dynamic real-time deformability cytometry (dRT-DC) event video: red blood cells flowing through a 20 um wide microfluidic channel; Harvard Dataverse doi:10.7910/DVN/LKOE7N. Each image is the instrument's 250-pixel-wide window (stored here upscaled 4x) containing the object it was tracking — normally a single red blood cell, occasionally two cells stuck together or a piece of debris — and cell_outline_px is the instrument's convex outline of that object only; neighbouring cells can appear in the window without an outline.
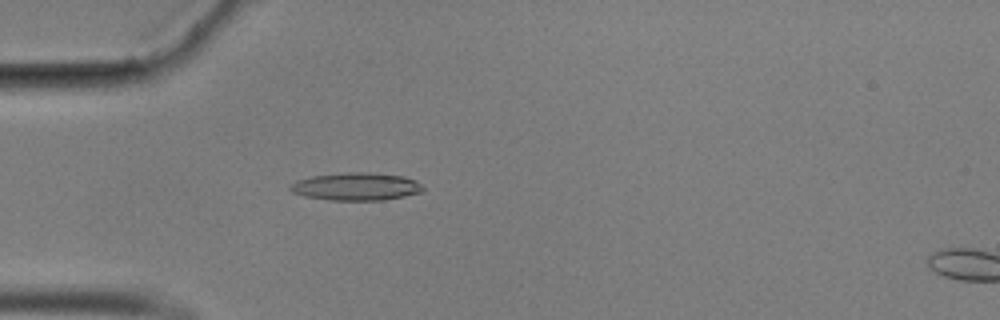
{"species": "common noctule bat (a hibernating species)", "species_latin": "Nyctalus noctula", "temperature_condition": "cold", "stored_images_in_passage": 57, "camera_frame_rate_fps": 3000, "um_per_image_px": 0.085, "animal": {"sex": "male", "body_mass_g": 17.9}, "frame": {"image": 1, "passage_image": 17, "time_ms": 5.333, "image_size_px": [1000, 320], "cell_outline_px": [[424, 188], [420, 192], [404, 196], [384, 200], [328, 200], [304, 196], [292, 192], [288, 188], [296, 180], [312, 176], [348, 172], [368, 172], [404, 176], [416, 180], [424, 184]], "centroid_in_image_um": [30.29, 15.85], "position_along_channel_um": 54.7, "area_um2": 21.56}}
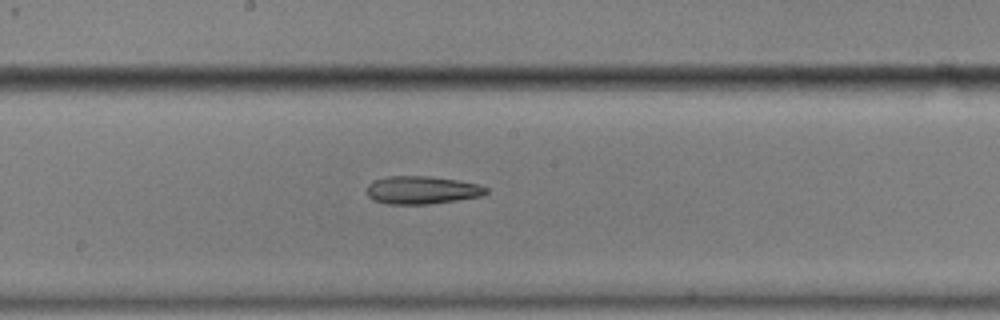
{"frame": {"image": 2, "passage_image": 31, "time_ms": 10.0, "image_size_px": [1000, 320], "cell_outline_px": [[488, 192], [484, 196], [428, 204], [388, 204], [372, 200], [364, 192], [368, 184], [376, 180], [388, 176], [428, 176], [460, 180], [476, 184], [488, 188]], "centroid_in_image_um": [35.84, 16.16], "position_along_channel_um": 212.4, "area_um2": 19.59}}
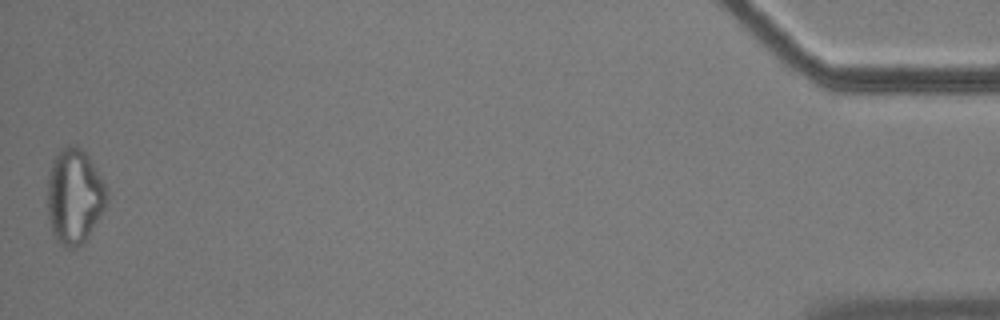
{"frame": {"image": 3, "passage_image": 57, "time_ms": 18.667, "image_size_px": [1000, 320], "cell_outline_px": [[108, 200], [104, 208], [88, 236], [76, 248], [64, 248], [60, 244], [52, 232], [48, 216], [48, 176], [52, 160], [60, 148], [68, 144], [76, 144], [88, 156], [108, 188]], "centroid_in_image_um": [6.32, 16.66], "position_along_channel_um": 428.9, "area_um2": 33.0}, "authors_computed_cell_mechanics": {"area_um2": 20.1144, "velocity_mm_per_s": 3.5277, "shape_relaxation_time_tau1_ms": null, "shape_relaxation_time_tau2_ms": 8.0513, "deformation_change_tau1": null, "deformation_change_tau2": 0.2265}}